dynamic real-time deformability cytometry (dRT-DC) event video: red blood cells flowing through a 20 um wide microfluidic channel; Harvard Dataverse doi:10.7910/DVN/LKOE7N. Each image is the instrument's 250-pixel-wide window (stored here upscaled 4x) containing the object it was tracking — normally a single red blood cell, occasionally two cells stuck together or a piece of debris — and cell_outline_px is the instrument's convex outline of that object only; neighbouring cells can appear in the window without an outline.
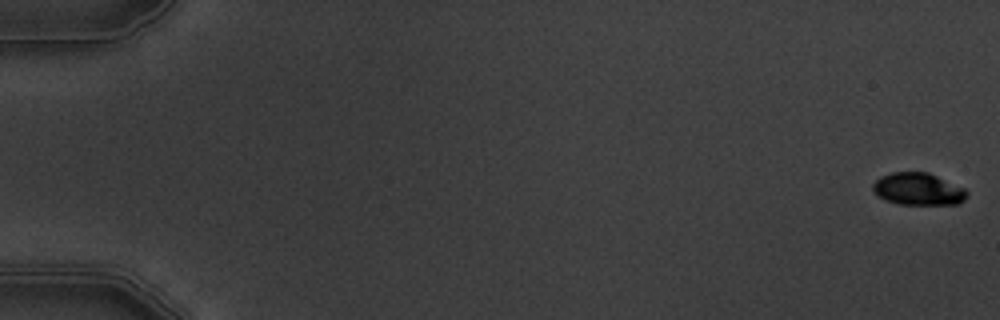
{"species": "common noctule bat (a hibernating species)", "species_latin": "Nyctalus noctula", "temperature_condition": "warm", "stored_images_in_passage": 6, "camera_frame_rate_fps": 3000, "um_per_image_px": 0.085, "animal": {"sex": "male", "body_mass_g": 19.5, "forearm_length_mm": 54.6}, "frame": {"image": 1, "passage_image": 1, "time_ms": 0.0, "image_size_px": [1000, 320], "cell_outline_px": [[968, 196], [960, 204], [900, 204], [884, 200], [872, 188], [872, 184], [880, 176], [892, 172], [928, 172], [964, 188], [968, 192]], "centroid_in_image_um": [78.06, 16.07], "position_along_channel_um": 6.9, "area_um2": 17.63}}
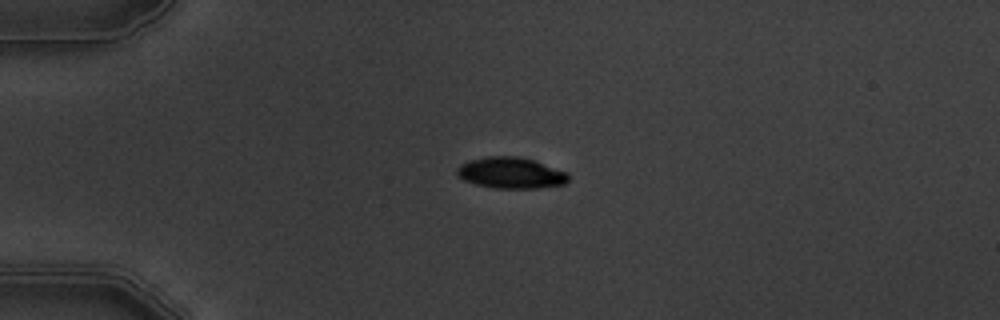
{"frame": {"image": 2, "passage_image": 5, "time_ms": 4.667, "image_size_px": [1000, 320], "cell_outline_px": [[568, 180], [564, 184], [536, 188], [496, 188], [476, 184], [464, 180], [456, 176], [456, 168], [460, 164], [468, 160], [488, 156], [516, 156], [532, 160], [568, 172]], "centroid_in_image_um": [43.38, 14.69], "position_along_channel_um": 41.6, "area_um2": 20.17}}